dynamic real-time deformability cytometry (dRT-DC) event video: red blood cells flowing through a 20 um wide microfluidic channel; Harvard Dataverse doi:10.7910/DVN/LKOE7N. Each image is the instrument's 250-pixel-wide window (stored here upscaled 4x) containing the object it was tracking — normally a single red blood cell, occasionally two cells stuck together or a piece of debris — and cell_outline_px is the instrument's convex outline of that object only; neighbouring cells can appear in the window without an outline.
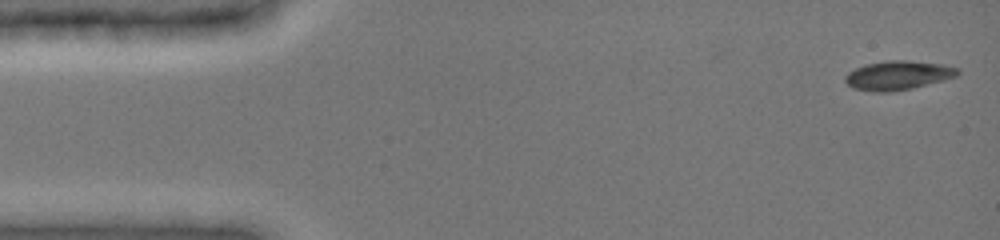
{"species": "common noctule bat (a hibernating species)", "species_latin": "Nyctalus noctula", "temperature_condition": "cold", "stored_images_in_passage": 11, "camera_frame_rate_fps": 3000, "um_per_image_px": 0.085, "animal": {"sex": "female", "body_mass_g": 19.0, "forearm_length_mm": 51.5}, "frame": {"image": 1, "passage_image": 1, "time_ms": 0.0, "image_size_px": [1000, 240], "cell_outline_px": [[960, 72], [956, 76], [944, 80], [912, 88], [888, 92], [872, 92], [852, 88], [844, 80], [844, 76], [848, 72], [864, 64], [888, 60], [904, 60], [944, 64], [960, 68]], "centroid_in_image_um": [76.32, 6.4], "position_along_channel_um": 8.7, "area_um2": 19.19}}